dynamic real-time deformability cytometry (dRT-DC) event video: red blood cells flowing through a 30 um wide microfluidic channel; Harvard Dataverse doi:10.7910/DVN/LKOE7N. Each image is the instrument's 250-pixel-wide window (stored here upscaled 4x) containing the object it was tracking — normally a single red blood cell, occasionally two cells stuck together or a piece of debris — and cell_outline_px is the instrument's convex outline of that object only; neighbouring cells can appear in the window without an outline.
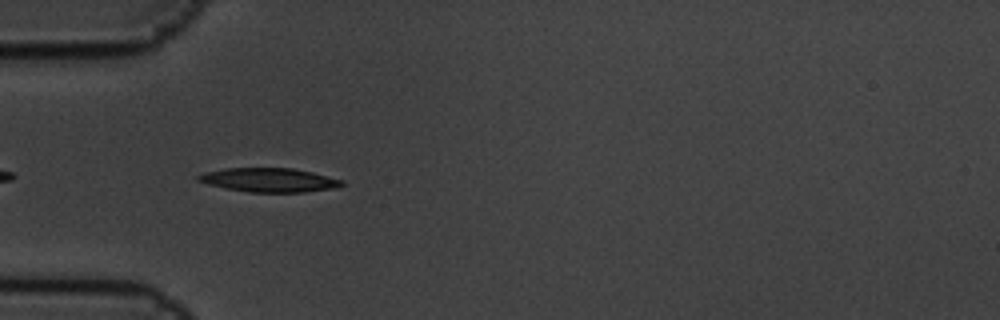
{"species": "common noctule bat (a hibernating species)", "species_latin": "Nyctalus noctula", "temperature_condition": "cold", "stored_images_in_passage": 5, "camera_frame_rate_fps": 3000, "um_per_image_px": 0.085, "animal": {"sex": "male", "body_mass_g": 19.5, "forearm_length_mm": 54.6}, "frame": {"image": 1, "passage_image": 4, "time_ms": 1.0, "image_size_px": [1000, 320], "cell_outline_px": [[344, 184], [336, 188], [304, 192], [248, 192], [208, 184], [196, 180], [196, 176], [204, 172], [228, 168], [292, 168], [312, 172], [344, 180]], "centroid_in_image_um": [22.9, 15.3], "position_along_channel_um": 62.1, "area_um2": 20.0}}
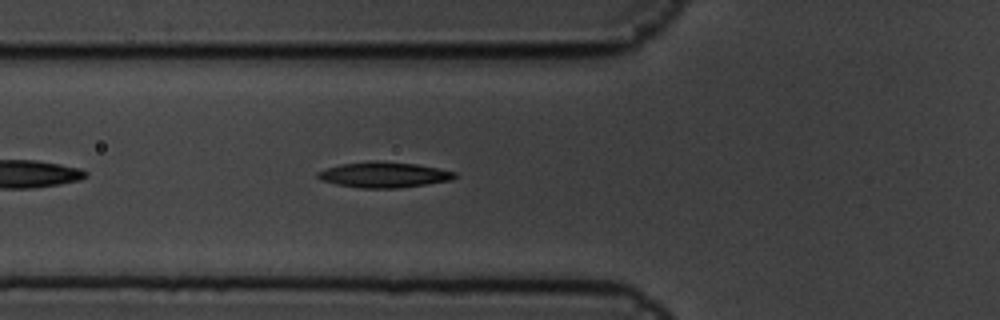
{"frame": {"image": 2, "passage_image": 5, "time_ms": 1.333, "image_size_px": [1000, 320], "cell_outline_px": [[456, 176], [452, 180], [428, 184], [400, 188], [360, 188], [336, 184], [320, 180], [316, 176], [316, 172], [324, 168], [340, 164], [376, 160], [380, 160], [416, 164], [456, 172]], "centroid_in_image_um": [32.59, 14.85], "position_along_channel_um": 93.2, "area_um2": 20.63}}